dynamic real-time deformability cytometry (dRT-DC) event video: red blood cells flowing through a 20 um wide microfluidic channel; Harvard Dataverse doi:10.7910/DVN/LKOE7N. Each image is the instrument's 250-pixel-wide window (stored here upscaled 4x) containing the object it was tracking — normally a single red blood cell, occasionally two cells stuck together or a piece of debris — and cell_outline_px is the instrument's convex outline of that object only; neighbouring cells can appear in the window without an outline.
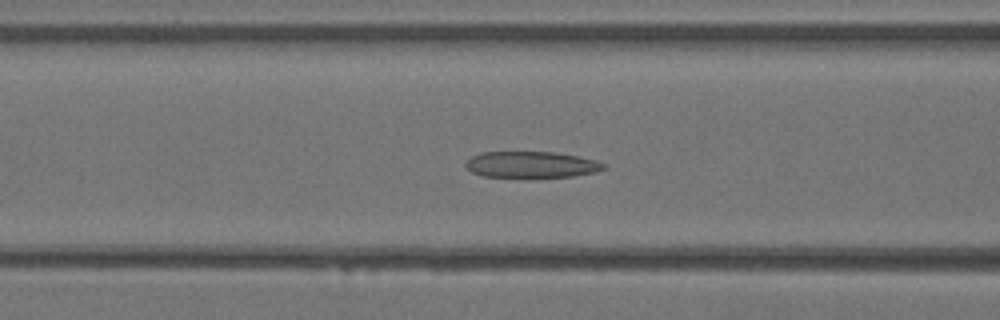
{"species": "Egyptian fruit bat (a non-hibernating species)", "species_latin": "Rousettus aegyptiacus", "temperature_condition": "warm", "stored_images_in_passage": 35, "camera_frame_rate_fps": 3000, "um_per_image_px": 0.085, "animal": {"sex": "female"}, "frame": {"image": 1, "passage_image": 14, "time_ms": 4.333, "image_size_px": [1000, 320], "cell_outline_px": [[608, 164], [604, 168], [596, 172], [572, 176], [484, 176], [472, 172], [464, 164], [472, 156], [480, 152], [556, 152], [596, 160]], "centroid_in_image_um": [45.19, 13.97], "position_along_channel_um": 121.4, "area_um2": 20.75}}
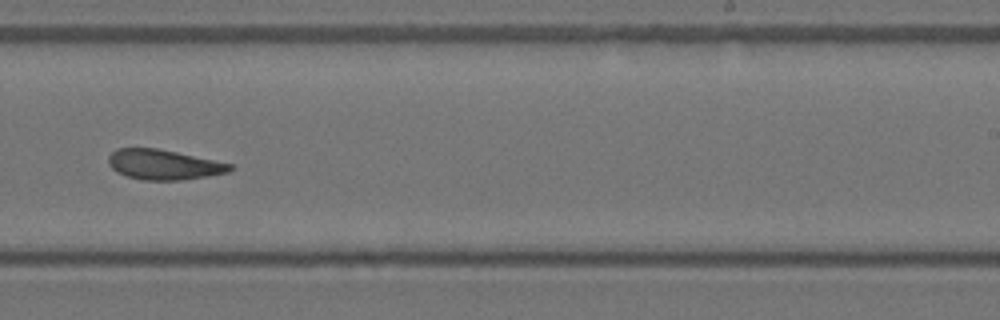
{"frame": {"image": 2, "passage_image": 22, "time_ms": 7.0, "image_size_px": [1000, 320], "cell_outline_px": [[236, 168], [228, 172], [208, 176], [180, 180], [144, 180], [128, 176], [116, 172], [108, 164], [108, 156], [116, 148], [156, 148], [176, 152], [232, 164]], "centroid_in_image_um": [13.9, 13.99], "position_along_channel_um": 275.1, "area_um2": 21.21}}
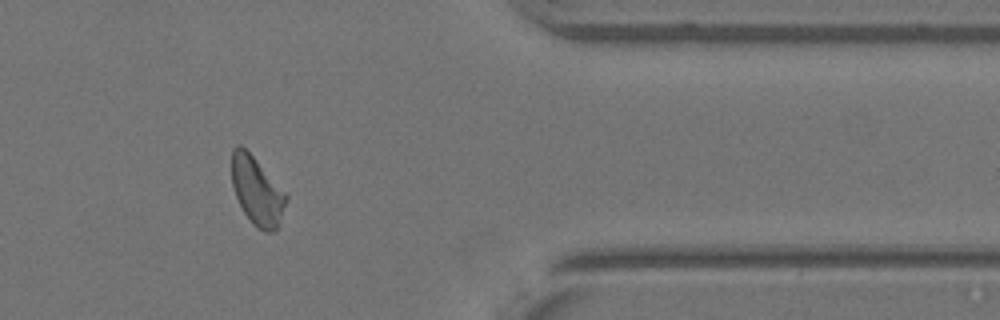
{"frame": {"image": 3, "passage_image": 29, "time_ms": 9.333, "image_size_px": [1000, 320], "cell_outline_px": [[288, 200], [276, 232], [264, 232], [252, 224], [244, 212], [236, 196], [232, 184], [232, 148], [236, 144], [240, 144], [256, 160], [288, 196]], "centroid_in_image_um": [21.85, 16.27], "position_along_channel_um": 389.6, "area_um2": 21.39}}